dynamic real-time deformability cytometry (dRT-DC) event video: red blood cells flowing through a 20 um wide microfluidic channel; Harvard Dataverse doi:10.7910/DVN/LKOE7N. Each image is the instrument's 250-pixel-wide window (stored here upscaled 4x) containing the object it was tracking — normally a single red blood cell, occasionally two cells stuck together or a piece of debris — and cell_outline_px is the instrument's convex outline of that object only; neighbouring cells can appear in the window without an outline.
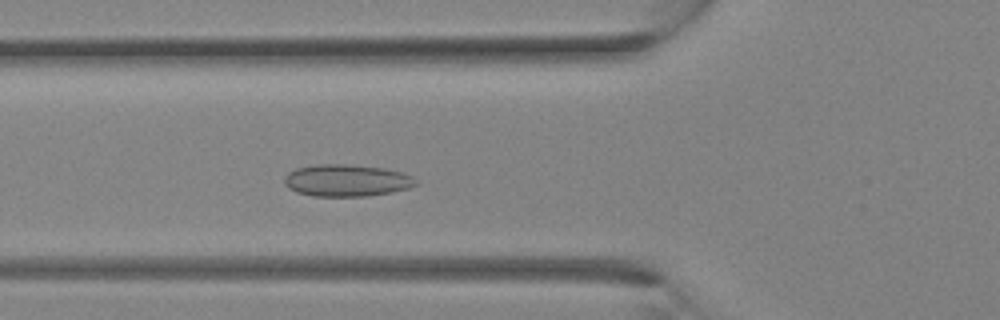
{"species": "Egyptian fruit bat (a non-hibernating species)", "species_latin": "Rousettus aegyptiacus", "temperature_condition": "room temperature", "stored_images_in_passage": 32, "camera_frame_rate_fps": 3000, "um_per_image_px": 0.085, "animal": {"sex": "female"}, "frame": {"image": 1, "passage_image": 11, "time_ms": 3.333, "image_size_px": [1000, 320], "cell_outline_px": [[420, 184], [408, 188], [392, 192], [364, 196], [312, 196], [296, 192], [288, 188], [284, 184], [284, 176], [288, 172], [296, 168], [316, 164], [348, 164], [384, 168], [404, 172], [420, 180]], "centroid_in_image_um": [29.49, 15.33], "position_along_channel_um": 96.3, "area_um2": 24.91}}
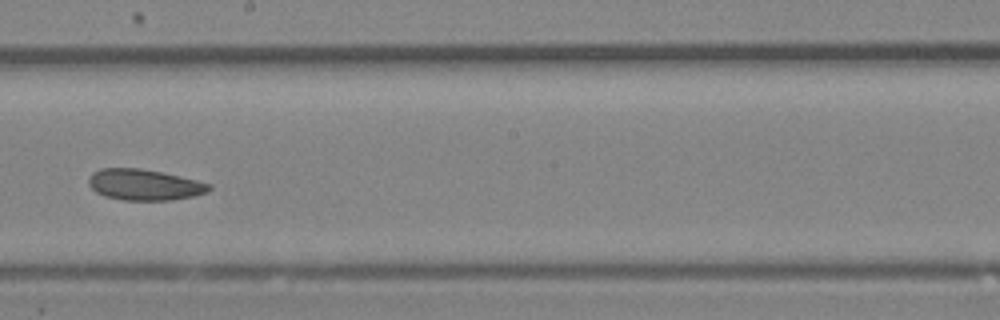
{"frame": {"image": 2, "passage_image": 18, "time_ms": 5.667, "image_size_px": [1000, 320], "cell_outline_px": [[212, 188], [204, 192], [192, 196], [172, 200], [124, 200], [104, 196], [96, 192], [88, 184], [88, 176], [92, 172], [100, 168], [140, 168], [164, 172], [212, 184]], "centroid_in_image_um": [12.23, 15.69], "position_along_channel_um": 236.0, "area_um2": 21.85}}
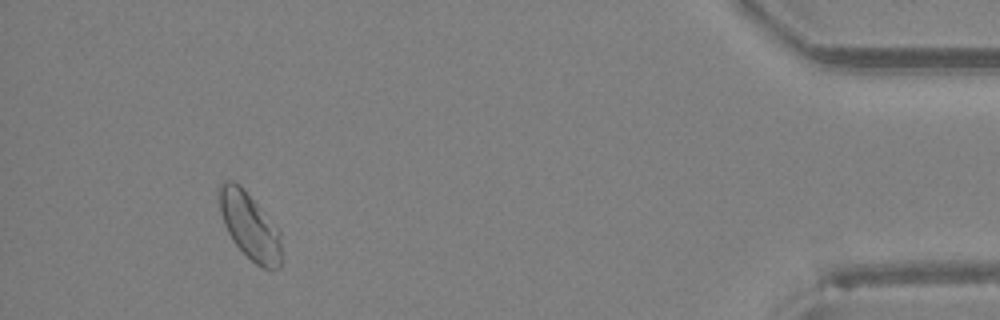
{"frame": {"image": 3, "passage_image": 30, "time_ms": 9.667, "image_size_px": [1000, 320], "cell_outline_px": [[280, 268], [264, 268], [256, 264], [232, 240], [224, 224], [220, 212], [216, 196], [216, 188], [224, 180], [232, 180], [256, 204], [280, 232]], "centroid_in_image_um": [21.15, 19.19], "position_along_channel_um": 414.1, "area_um2": 23.52}}